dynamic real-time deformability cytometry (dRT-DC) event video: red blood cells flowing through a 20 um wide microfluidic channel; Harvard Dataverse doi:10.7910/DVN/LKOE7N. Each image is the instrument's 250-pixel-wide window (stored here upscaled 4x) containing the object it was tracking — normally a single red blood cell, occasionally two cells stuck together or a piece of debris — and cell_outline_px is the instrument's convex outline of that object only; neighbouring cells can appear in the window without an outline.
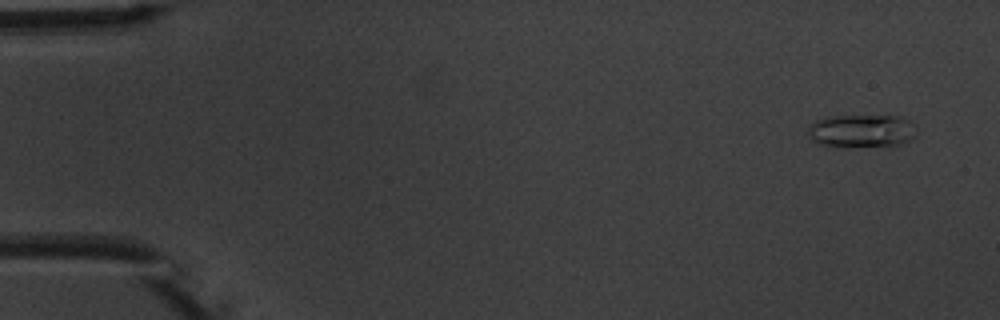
{"species": "common noctule bat (a hibernating species)", "species_latin": "Nyctalus noctula", "temperature_condition": "warm", "stored_images_in_passage": 6, "camera_frame_rate_fps": 3000, "um_per_image_px": 0.085, "animal": {"sex": "male", "body_mass_g": 20.1, "forearm_length_mm": 53.5}, "frame": {"image": 1, "passage_image": 1, "time_ms": 0.0, "image_size_px": [1000, 320], "cell_outline_px": [[916, 136], [900, 144], [848, 148], [816, 144], [808, 136], [808, 124], [824, 116], [900, 116], [908, 120], [912, 124], [916, 132]], "centroid_in_image_um": [73.16, 11.14], "position_along_channel_um": 11.8, "area_um2": 21.27}}
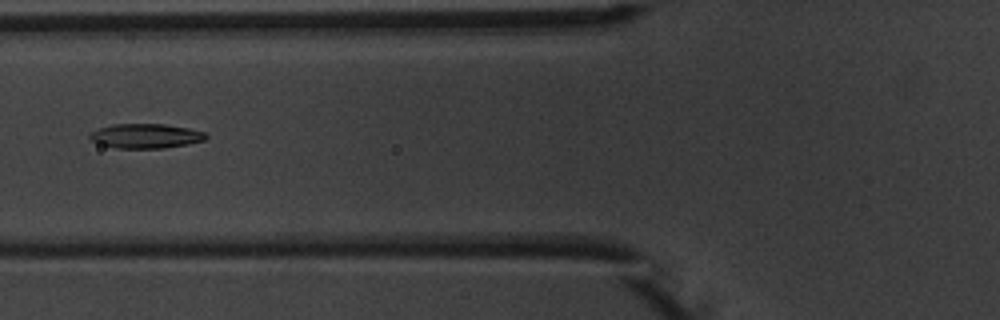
{"frame": {"image": 2, "passage_image": 6, "time_ms": 6.0, "image_size_px": [1000, 320], "cell_outline_px": [[208, 136], [204, 140], [188, 144], [164, 148], [116, 148], [92, 140], [88, 136], [92, 132], [100, 128], [112, 124], [164, 124], [188, 128], [204, 132]], "centroid_in_image_um": [12.42, 11.55], "position_along_channel_um": 113.4, "area_um2": 16.36}}